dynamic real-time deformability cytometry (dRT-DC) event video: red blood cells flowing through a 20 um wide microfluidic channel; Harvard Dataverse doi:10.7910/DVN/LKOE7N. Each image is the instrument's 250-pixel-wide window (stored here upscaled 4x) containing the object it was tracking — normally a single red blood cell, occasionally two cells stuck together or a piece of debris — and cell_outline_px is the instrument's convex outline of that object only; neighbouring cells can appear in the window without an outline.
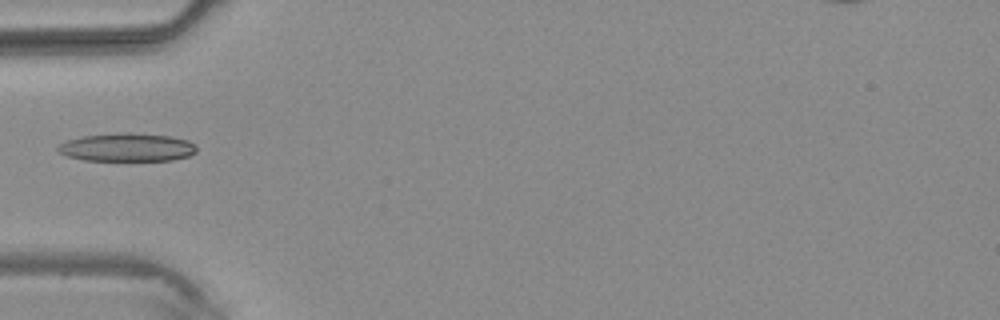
{"species": "common noctule bat (a hibernating species)", "species_latin": "Nyctalus noctula", "temperature_condition": "warm", "stored_images_in_passage": 4, "camera_frame_rate_fps": 3000, "um_per_image_px": 0.085, "animal": {"sex": "male", "body_mass_g": 20.4}, "frame": {"image": 1, "passage_image": 4, "time_ms": 4.333, "image_size_px": [1000, 320], "cell_outline_px": [[196, 152], [188, 156], [172, 160], [84, 160], [68, 156], [60, 152], [56, 148], [60, 144], [68, 140], [84, 136], [120, 132], [128, 132], [168, 136], [188, 140], [196, 144]], "centroid_in_image_um": [10.83, 12.52], "position_along_channel_um": 74.2, "area_um2": 22.66}}